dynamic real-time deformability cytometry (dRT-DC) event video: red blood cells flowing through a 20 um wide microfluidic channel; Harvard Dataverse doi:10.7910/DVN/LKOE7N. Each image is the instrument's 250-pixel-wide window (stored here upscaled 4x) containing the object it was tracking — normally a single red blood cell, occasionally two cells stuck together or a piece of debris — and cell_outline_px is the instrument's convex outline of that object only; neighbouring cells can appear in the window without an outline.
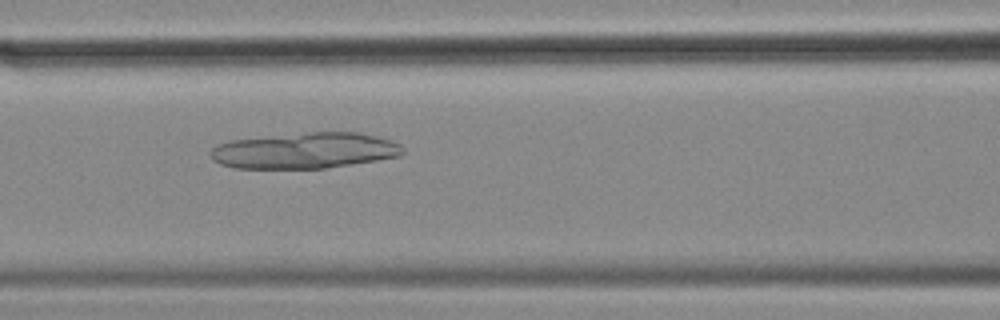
{"species": "common noctule bat (a hibernating species)", "species_latin": "Nyctalus noctula", "temperature_condition": "cold", "stored_images_in_passage": 48, "camera_frame_rate_fps": 3000, "um_per_image_px": 0.085, "animal": {"sex": "female", "body_mass_g": 18.4}, "frame": {"image": 1, "passage_image": 15, "time_ms": 4.667, "image_size_px": [1000, 320], "cell_outline_px": [[404, 152], [400, 156], [376, 160], [324, 168], [232, 168], [220, 164], [212, 160], [208, 152], [216, 144], [232, 140], [308, 132], [360, 132], [376, 136], [400, 144], [404, 148]], "centroid_in_image_um": [25.88, 12.8], "position_along_channel_um": 140.7, "area_um2": 40.17}}
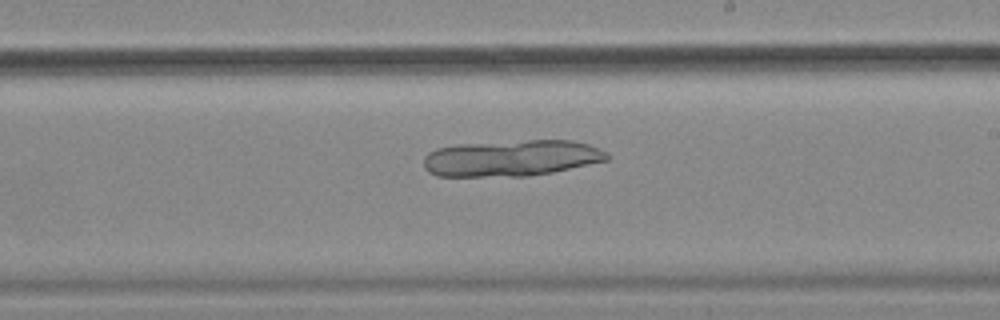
{"frame": {"image": 2, "passage_image": 24, "time_ms": 7.667, "image_size_px": [1000, 320], "cell_outline_px": [[612, 156], [608, 160], [552, 172], [528, 176], [436, 176], [428, 172], [424, 168], [424, 156], [428, 152], [436, 148], [456, 144], [528, 140], [572, 140], [588, 144], [608, 152]], "centroid_in_image_um": [43.46, 13.43], "position_along_channel_um": 245.5, "area_um2": 39.02}}
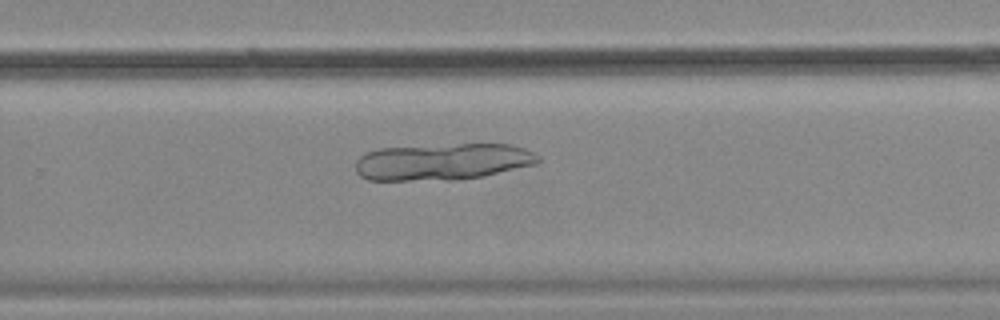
{"frame": {"image": 3, "passage_image": 28, "time_ms": 9.0, "image_size_px": [1000, 320], "cell_outline_px": [[540, 160], [536, 164], [480, 176], [452, 180], [368, 180], [360, 176], [356, 172], [356, 160], [360, 156], [368, 152], [380, 148], [460, 144], [512, 144], [524, 148], [540, 156]], "centroid_in_image_um": [37.61, 13.74], "position_along_channel_um": 292.2, "area_um2": 38.84}}